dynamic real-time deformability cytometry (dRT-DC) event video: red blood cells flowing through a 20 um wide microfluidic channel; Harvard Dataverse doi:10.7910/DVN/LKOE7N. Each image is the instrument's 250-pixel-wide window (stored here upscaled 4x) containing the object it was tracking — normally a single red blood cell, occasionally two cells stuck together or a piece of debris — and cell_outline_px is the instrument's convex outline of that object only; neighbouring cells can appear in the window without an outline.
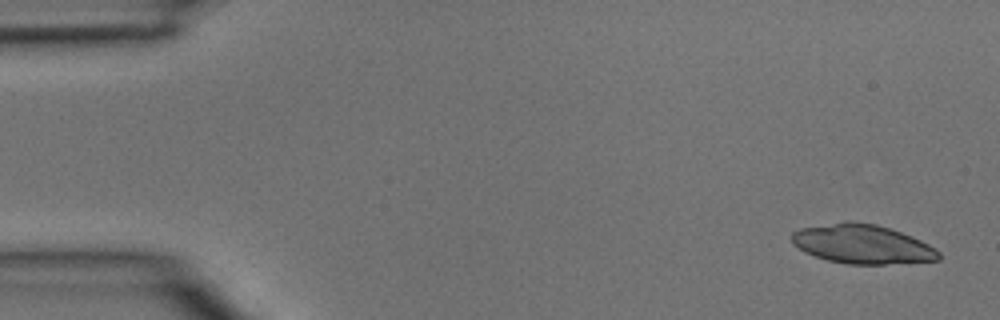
{"species": "common noctule bat (a hibernating species)", "species_latin": "Nyctalus noctula", "temperature_condition": "room temperature", "stored_images_in_passage": 4, "camera_frame_rate_fps": 3000, "um_per_image_px": 0.085, "animal": {"sex": "male", "body_mass_g": 15.6}, "frame": {"image": 1, "passage_image": 1, "time_ms": 0.0, "image_size_px": [1000, 320], "cell_outline_px": [[940, 260], [884, 264], [844, 264], [828, 260], [804, 252], [792, 244], [792, 232], [800, 228], [844, 220], [852, 220], [876, 224], [912, 236], [936, 248], [940, 252]], "centroid_in_image_um": [73.27, 20.74], "position_along_channel_um": 11.7, "area_um2": 33.76}}